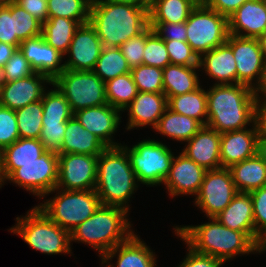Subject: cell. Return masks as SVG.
<instances>
[{
  "label": "cell",
  "mask_w": 266,
  "mask_h": 267,
  "mask_svg": "<svg viewBox=\"0 0 266 267\" xmlns=\"http://www.w3.org/2000/svg\"><path fill=\"white\" fill-rule=\"evenodd\" d=\"M207 94V126L220 134L254 123L256 96L244 84H214Z\"/></svg>",
  "instance_id": "obj_1"
},
{
  "label": "cell",
  "mask_w": 266,
  "mask_h": 267,
  "mask_svg": "<svg viewBox=\"0 0 266 267\" xmlns=\"http://www.w3.org/2000/svg\"><path fill=\"white\" fill-rule=\"evenodd\" d=\"M89 23L103 47H120L149 27V11L110 0H92Z\"/></svg>",
  "instance_id": "obj_2"
},
{
  "label": "cell",
  "mask_w": 266,
  "mask_h": 267,
  "mask_svg": "<svg viewBox=\"0 0 266 267\" xmlns=\"http://www.w3.org/2000/svg\"><path fill=\"white\" fill-rule=\"evenodd\" d=\"M211 222L175 227V234L194 251L226 262L239 254L256 252L258 245L245 233L232 230L216 218Z\"/></svg>",
  "instance_id": "obj_3"
},
{
  "label": "cell",
  "mask_w": 266,
  "mask_h": 267,
  "mask_svg": "<svg viewBox=\"0 0 266 267\" xmlns=\"http://www.w3.org/2000/svg\"><path fill=\"white\" fill-rule=\"evenodd\" d=\"M138 180L126 150L120 145L107 147L97 159V192L101 205L129 212V199L138 188Z\"/></svg>",
  "instance_id": "obj_4"
},
{
  "label": "cell",
  "mask_w": 266,
  "mask_h": 267,
  "mask_svg": "<svg viewBox=\"0 0 266 267\" xmlns=\"http://www.w3.org/2000/svg\"><path fill=\"white\" fill-rule=\"evenodd\" d=\"M127 214L123 208L100 205L92 216L70 232V241L90 244L102 258L134 233Z\"/></svg>",
  "instance_id": "obj_5"
},
{
  "label": "cell",
  "mask_w": 266,
  "mask_h": 267,
  "mask_svg": "<svg viewBox=\"0 0 266 267\" xmlns=\"http://www.w3.org/2000/svg\"><path fill=\"white\" fill-rule=\"evenodd\" d=\"M9 230L18 234L33 249L48 255L71 253L70 233L50 220L37 206L25 217H17Z\"/></svg>",
  "instance_id": "obj_6"
},
{
  "label": "cell",
  "mask_w": 266,
  "mask_h": 267,
  "mask_svg": "<svg viewBox=\"0 0 266 267\" xmlns=\"http://www.w3.org/2000/svg\"><path fill=\"white\" fill-rule=\"evenodd\" d=\"M58 191L53 199L40 203L37 207L54 223L69 233L79 224L92 216L101 205L99 196L94 190Z\"/></svg>",
  "instance_id": "obj_7"
},
{
  "label": "cell",
  "mask_w": 266,
  "mask_h": 267,
  "mask_svg": "<svg viewBox=\"0 0 266 267\" xmlns=\"http://www.w3.org/2000/svg\"><path fill=\"white\" fill-rule=\"evenodd\" d=\"M186 31V42L200 56L226 43L228 18L200 0L186 20Z\"/></svg>",
  "instance_id": "obj_8"
},
{
  "label": "cell",
  "mask_w": 266,
  "mask_h": 267,
  "mask_svg": "<svg viewBox=\"0 0 266 267\" xmlns=\"http://www.w3.org/2000/svg\"><path fill=\"white\" fill-rule=\"evenodd\" d=\"M126 150L138 182L144 185H160L168 176L174 155L171 149L156 140H142ZM128 147V148H127Z\"/></svg>",
  "instance_id": "obj_9"
},
{
  "label": "cell",
  "mask_w": 266,
  "mask_h": 267,
  "mask_svg": "<svg viewBox=\"0 0 266 267\" xmlns=\"http://www.w3.org/2000/svg\"><path fill=\"white\" fill-rule=\"evenodd\" d=\"M68 101L73 114L89 107L107 104L105 82L93 71L64 69L53 81Z\"/></svg>",
  "instance_id": "obj_10"
},
{
  "label": "cell",
  "mask_w": 266,
  "mask_h": 267,
  "mask_svg": "<svg viewBox=\"0 0 266 267\" xmlns=\"http://www.w3.org/2000/svg\"><path fill=\"white\" fill-rule=\"evenodd\" d=\"M59 158L52 150H46L33 162L17 164L6 179L43 198L56 188Z\"/></svg>",
  "instance_id": "obj_11"
},
{
  "label": "cell",
  "mask_w": 266,
  "mask_h": 267,
  "mask_svg": "<svg viewBox=\"0 0 266 267\" xmlns=\"http://www.w3.org/2000/svg\"><path fill=\"white\" fill-rule=\"evenodd\" d=\"M237 193L229 168L207 170L194 204L205 212L208 218H215Z\"/></svg>",
  "instance_id": "obj_12"
},
{
  "label": "cell",
  "mask_w": 266,
  "mask_h": 267,
  "mask_svg": "<svg viewBox=\"0 0 266 267\" xmlns=\"http://www.w3.org/2000/svg\"><path fill=\"white\" fill-rule=\"evenodd\" d=\"M56 188L67 191L94 190L97 181L98 156L78 153L58 154Z\"/></svg>",
  "instance_id": "obj_13"
},
{
  "label": "cell",
  "mask_w": 266,
  "mask_h": 267,
  "mask_svg": "<svg viewBox=\"0 0 266 267\" xmlns=\"http://www.w3.org/2000/svg\"><path fill=\"white\" fill-rule=\"evenodd\" d=\"M226 43L232 48L234 55L237 83L253 89L260 81L265 60L258 39L229 34Z\"/></svg>",
  "instance_id": "obj_14"
},
{
  "label": "cell",
  "mask_w": 266,
  "mask_h": 267,
  "mask_svg": "<svg viewBox=\"0 0 266 267\" xmlns=\"http://www.w3.org/2000/svg\"><path fill=\"white\" fill-rule=\"evenodd\" d=\"M103 45L96 29L88 22L80 25L73 35L67 54L69 59L64 69L73 71H93L100 57Z\"/></svg>",
  "instance_id": "obj_15"
},
{
  "label": "cell",
  "mask_w": 266,
  "mask_h": 267,
  "mask_svg": "<svg viewBox=\"0 0 266 267\" xmlns=\"http://www.w3.org/2000/svg\"><path fill=\"white\" fill-rule=\"evenodd\" d=\"M44 83L52 85V80L48 76L37 72L26 78L2 82L0 105L18 110L29 103L40 101L46 90Z\"/></svg>",
  "instance_id": "obj_16"
},
{
  "label": "cell",
  "mask_w": 266,
  "mask_h": 267,
  "mask_svg": "<svg viewBox=\"0 0 266 267\" xmlns=\"http://www.w3.org/2000/svg\"><path fill=\"white\" fill-rule=\"evenodd\" d=\"M206 171L181 152L178 157L174 156L168 176L163 183L172 197L184 194L196 196Z\"/></svg>",
  "instance_id": "obj_17"
},
{
  "label": "cell",
  "mask_w": 266,
  "mask_h": 267,
  "mask_svg": "<svg viewBox=\"0 0 266 267\" xmlns=\"http://www.w3.org/2000/svg\"><path fill=\"white\" fill-rule=\"evenodd\" d=\"M74 116L87 131L96 135L107 147L120 146L111 139L121 122L119 109L107 103L79 110Z\"/></svg>",
  "instance_id": "obj_18"
},
{
  "label": "cell",
  "mask_w": 266,
  "mask_h": 267,
  "mask_svg": "<svg viewBox=\"0 0 266 267\" xmlns=\"http://www.w3.org/2000/svg\"><path fill=\"white\" fill-rule=\"evenodd\" d=\"M19 49L35 72L52 81L64 71V64L61 65L64 55L50 46L42 35L21 41Z\"/></svg>",
  "instance_id": "obj_19"
},
{
  "label": "cell",
  "mask_w": 266,
  "mask_h": 267,
  "mask_svg": "<svg viewBox=\"0 0 266 267\" xmlns=\"http://www.w3.org/2000/svg\"><path fill=\"white\" fill-rule=\"evenodd\" d=\"M253 125L252 129L245 128L221 134V167L230 168L232 165L254 157L257 154L258 132L254 123Z\"/></svg>",
  "instance_id": "obj_20"
},
{
  "label": "cell",
  "mask_w": 266,
  "mask_h": 267,
  "mask_svg": "<svg viewBox=\"0 0 266 267\" xmlns=\"http://www.w3.org/2000/svg\"><path fill=\"white\" fill-rule=\"evenodd\" d=\"M229 34L258 38L266 31V0H248L228 17ZM244 32V33H243Z\"/></svg>",
  "instance_id": "obj_21"
},
{
  "label": "cell",
  "mask_w": 266,
  "mask_h": 267,
  "mask_svg": "<svg viewBox=\"0 0 266 267\" xmlns=\"http://www.w3.org/2000/svg\"><path fill=\"white\" fill-rule=\"evenodd\" d=\"M215 218L232 230L245 232L258 246L262 245L263 239L255 232L250 193L238 192L230 204Z\"/></svg>",
  "instance_id": "obj_22"
},
{
  "label": "cell",
  "mask_w": 266,
  "mask_h": 267,
  "mask_svg": "<svg viewBox=\"0 0 266 267\" xmlns=\"http://www.w3.org/2000/svg\"><path fill=\"white\" fill-rule=\"evenodd\" d=\"M220 138L219 132L205 125L187 141L182 153L205 170L221 168Z\"/></svg>",
  "instance_id": "obj_23"
},
{
  "label": "cell",
  "mask_w": 266,
  "mask_h": 267,
  "mask_svg": "<svg viewBox=\"0 0 266 267\" xmlns=\"http://www.w3.org/2000/svg\"><path fill=\"white\" fill-rule=\"evenodd\" d=\"M167 107V96L164 93L138 92L124 109L129 113L127 130L146 125H152L154 129Z\"/></svg>",
  "instance_id": "obj_24"
},
{
  "label": "cell",
  "mask_w": 266,
  "mask_h": 267,
  "mask_svg": "<svg viewBox=\"0 0 266 267\" xmlns=\"http://www.w3.org/2000/svg\"><path fill=\"white\" fill-rule=\"evenodd\" d=\"M198 66L203 67L210 78L218 80L215 84H237L236 63L232 48L227 43L201 54Z\"/></svg>",
  "instance_id": "obj_25"
},
{
  "label": "cell",
  "mask_w": 266,
  "mask_h": 267,
  "mask_svg": "<svg viewBox=\"0 0 266 267\" xmlns=\"http://www.w3.org/2000/svg\"><path fill=\"white\" fill-rule=\"evenodd\" d=\"M145 244L133 233L125 242L108 251L101 259L102 264L118 254L116 266L110 263L107 267H155V254Z\"/></svg>",
  "instance_id": "obj_26"
},
{
  "label": "cell",
  "mask_w": 266,
  "mask_h": 267,
  "mask_svg": "<svg viewBox=\"0 0 266 267\" xmlns=\"http://www.w3.org/2000/svg\"><path fill=\"white\" fill-rule=\"evenodd\" d=\"M107 146L94 134L87 131L73 115L66 122L62 146L57 154L78 153L99 156Z\"/></svg>",
  "instance_id": "obj_27"
},
{
  "label": "cell",
  "mask_w": 266,
  "mask_h": 267,
  "mask_svg": "<svg viewBox=\"0 0 266 267\" xmlns=\"http://www.w3.org/2000/svg\"><path fill=\"white\" fill-rule=\"evenodd\" d=\"M46 149L39 139L19 138L2 150V183L17 169V164L29 163L39 158Z\"/></svg>",
  "instance_id": "obj_28"
},
{
  "label": "cell",
  "mask_w": 266,
  "mask_h": 267,
  "mask_svg": "<svg viewBox=\"0 0 266 267\" xmlns=\"http://www.w3.org/2000/svg\"><path fill=\"white\" fill-rule=\"evenodd\" d=\"M229 170L238 192L249 193L266 185V163L257 154Z\"/></svg>",
  "instance_id": "obj_29"
},
{
  "label": "cell",
  "mask_w": 266,
  "mask_h": 267,
  "mask_svg": "<svg viewBox=\"0 0 266 267\" xmlns=\"http://www.w3.org/2000/svg\"><path fill=\"white\" fill-rule=\"evenodd\" d=\"M196 69H199V66L168 64L162 69L164 94L172 97L198 89L200 81Z\"/></svg>",
  "instance_id": "obj_30"
},
{
  "label": "cell",
  "mask_w": 266,
  "mask_h": 267,
  "mask_svg": "<svg viewBox=\"0 0 266 267\" xmlns=\"http://www.w3.org/2000/svg\"><path fill=\"white\" fill-rule=\"evenodd\" d=\"M202 127L203 125L198 120L176 113L167 107L154 129L173 140L187 142Z\"/></svg>",
  "instance_id": "obj_31"
},
{
  "label": "cell",
  "mask_w": 266,
  "mask_h": 267,
  "mask_svg": "<svg viewBox=\"0 0 266 267\" xmlns=\"http://www.w3.org/2000/svg\"><path fill=\"white\" fill-rule=\"evenodd\" d=\"M80 25L78 21L69 18L48 17L42 24V36L50 46L66 55L73 35Z\"/></svg>",
  "instance_id": "obj_32"
},
{
  "label": "cell",
  "mask_w": 266,
  "mask_h": 267,
  "mask_svg": "<svg viewBox=\"0 0 266 267\" xmlns=\"http://www.w3.org/2000/svg\"><path fill=\"white\" fill-rule=\"evenodd\" d=\"M200 0H153L149 11V23L186 22Z\"/></svg>",
  "instance_id": "obj_33"
},
{
  "label": "cell",
  "mask_w": 266,
  "mask_h": 267,
  "mask_svg": "<svg viewBox=\"0 0 266 267\" xmlns=\"http://www.w3.org/2000/svg\"><path fill=\"white\" fill-rule=\"evenodd\" d=\"M167 106L176 113L198 120L203 126L207 125V94L201 86L183 95L167 97Z\"/></svg>",
  "instance_id": "obj_34"
},
{
  "label": "cell",
  "mask_w": 266,
  "mask_h": 267,
  "mask_svg": "<svg viewBox=\"0 0 266 267\" xmlns=\"http://www.w3.org/2000/svg\"><path fill=\"white\" fill-rule=\"evenodd\" d=\"M107 103L124 111L138 94L131 73H126L105 82Z\"/></svg>",
  "instance_id": "obj_35"
},
{
  "label": "cell",
  "mask_w": 266,
  "mask_h": 267,
  "mask_svg": "<svg viewBox=\"0 0 266 267\" xmlns=\"http://www.w3.org/2000/svg\"><path fill=\"white\" fill-rule=\"evenodd\" d=\"M131 68L119 47H103L93 72L107 82L115 77L130 73Z\"/></svg>",
  "instance_id": "obj_36"
},
{
  "label": "cell",
  "mask_w": 266,
  "mask_h": 267,
  "mask_svg": "<svg viewBox=\"0 0 266 267\" xmlns=\"http://www.w3.org/2000/svg\"><path fill=\"white\" fill-rule=\"evenodd\" d=\"M54 90H47L42 97V124L66 123L74 114L64 95L53 85Z\"/></svg>",
  "instance_id": "obj_37"
},
{
  "label": "cell",
  "mask_w": 266,
  "mask_h": 267,
  "mask_svg": "<svg viewBox=\"0 0 266 267\" xmlns=\"http://www.w3.org/2000/svg\"><path fill=\"white\" fill-rule=\"evenodd\" d=\"M20 138L39 139L42 130V100L15 110Z\"/></svg>",
  "instance_id": "obj_38"
},
{
  "label": "cell",
  "mask_w": 266,
  "mask_h": 267,
  "mask_svg": "<svg viewBox=\"0 0 266 267\" xmlns=\"http://www.w3.org/2000/svg\"><path fill=\"white\" fill-rule=\"evenodd\" d=\"M92 0H47L48 17H63L81 25L90 20Z\"/></svg>",
  "instance_id": "obj_39"
},
{
  "label": "cell",
  "mask_w": 266,
  "mask_h": 267,
  "mask_svg": "<svg viewBox=\"0 0 266 267\" xmlns=\"http://www.w3.org/2000/svg\"><path fill=\"white\" fill-rule=\"evenodd\" d=\"M138 92L164 93L161 68L141 64L130 71Z\"/></svg>",
  "instance_id": "obj_40"
},
{
  "label": "cell",
  "mask_w": 266,
  "mask_h": 267,
  "mask_svg": "<svg viewBox=\"0 0 266 267\" xmlns=\"http://www.w3.org/2000/svg\"><path fill=\"white\" fill-rule=\"evenodd\" d=\"M11 15L14 16L15 34L21 41L42 35V23L16 2L11 3Z\"/></svg>",
  "instance_id": "obj_41"
},
{
  "label": "cell",
  "mask_w": 266,
  "mask_h": 267,
  "mask_svg": "<svg viewBox=\"0 0 266 267\" xmlns=\"http://www.w3.org/2000/svg\"><path fill=\"white\" fill-rule=\"evenodd\" d=\"M143 64L161 69H164L170 64V57L165 41L155 31L146 38Z\"/></svg>",
  "instance_id": "obj_42"
},
{
  "label": "cell",
  "mask_w": 266,
  "mask_h": 267,
  "mask_svg": "<svg viewBox=\"0 0 266 267\" xmlns=\"http://www.w3.org/2000/svg\"><path fill=\"white\" fill-rule=\"evenodd\" d=\"M34 73L35 71L19 48L16 49L12 57L1 68L2 82L26 78Z\"/></svg>",
  "instance_id": "obj_43"
},
{
  "label": "cell",
  "mask_w": 266,
  "mask_h": 267,
  "mask_svg": "<svg viewBox=\"0 0 266 267\" xmlns=\"http://www.w3.org/2000/svg\"><path fill=\"white\" fill-rule=\"evenodd\" d=\"M170 64L198 66L199 56L186 41L164 40Z\"/></svg>",
  "instance_id": "obj_44"
},
{
  "label": "cell",
  "mask_w": 266,
  "mask_h": 267,
  "mask_svg": "<svg viewBox=\"0 0 266 267\" xmlns=\"http://www.w3.org/2000/svg\"><path fill=\"white\" fill-rule=\"evenodd\" d=\"M153 31L154 30L149 26L144 32L136 37L128 39L119 47L130 68L143 64V52L146 38Z\"/></svg>",
  "instance_id": "obj_45"
},
{
  "label": "cell",
  "mask_w": 266,
  "mask_h": 267,
  "mask_svg": "<svg viewBox=\"0 0 266 267\" xmlns=\"http://www.w3.org/2000/svg\"><path fill=\"white\" fill-rule=\"evenodd\" d=\"M20 138L15 110L0 105V150Z\"/></svg>",
  "instance_id": "obj_46"
},
{
  "label": "cell",
  "mask_w": 266,
  "mask_h": 267,
  "mask_svg": "<svg viewBox=\"0 0 266 267\" xmlns=\"http://www.w3.org/2000/svg\"><path fill=\"white\" fill-rule=\"evenodd\" d=\"M252 198L255 232L266 238V185L249 192Z\"/></svg>",
  "instance_id": "obj_47"
},
{
  "label": "cell",
  "mask_w": 266,
  "mask_h": 267,
  "mask_svg": "<svg viewBox=\"0 0 266 267\" xmlns=\"http://www.w3.org/2000/svg\"><path fill=\"white\" fill-rule=\"evenodd\" d=\"M66 123L42 124L39 136L46 150L59 152L65 135Z\"/></svg>",
  "instance_id": "obj_48"
},
{
  "label": "cell",
  "mask_w": 266,
  "mask_h": 267,
  "mask_svg": "<svg viewBox=\"0 0 266 267\" xmlns=\"http://www.w3.org/2000/svg\"><path fill=\"white\" fill-rule=\"evenodd\" d=\"M0 42L19 48L21 40L15 34L14 16L11 15V4L0 6Z\"/></svg>",
  "instance_id": "obj_49"
},
{
  "label": "cell",
  "mask_w": 266,
  "mask_h": 267,
  "mask_svg": "<svg viewBox=\"0 0 266 267\" xmlns=\"http://www.w3.org/2000/svg\"><path fill=\"white\" fill-rule=\"evenodd\" d=\"M149 26L163 39L186 41V22L182 23H149Z\"/></svg>",
  "instance_id": "obj_50"
},
{
  "label": "cell",
  "mask_w": 266,
  "mask_h": 267,
  "mask_svg": "<svg viewBox=\"0 0 266 267\" xmlns=\"http://www.w3.org/2000/svg\"><path fill=\"white\" fill-rule=\"evenodd\" d=\"M188 254L178 267H220L224 262L218 258L194 251L188 245Z\"/></svg>",
  "instance_id": "obj_51"
},
{
  "label": "cell",
  "mask_w": 266,
  "mask_h": 267,
  "mask_svg": "<svg viewBox=\"0 0 266 267\" xmlns=\"http://www.w3.org/2000/svg\"><path fill=\"white\" fill-rule=\"evenodd\" d=\"M16 3L42 24L48 20L47 0H17Z\"/></svg>",
  "instance_id": "obj_52"
},
{
  "label": "cell",
  "mask_w": 266,
  "mask_h": 267,
  "mask_svg": "<svg viewBox=\"0 0 266 267\" xmlns=\"http://www.w3.org/2000/svg\"><path fill=\"white\" fill-rule=\"evenodd\" d=\"M206 6L225 17L231 16L244 2L248 0H201Z\"/></svg>",
  "instance_id": "obj_53"
},
{
  "label": "cell",
  "mask_w": 266,
  "mask_h": 267,
  "mask_svg": "<svg viewBox=\"0 0 266 267\" xmlns=\"http://www.w3.org/2000/svg\"><path fill=\"white\" fill-rule=\"evenodd\" d=\"M262 99L264 101H262ZM256 98L254 107V124L258 136L266 137V98Z\"/></svg>",
  "instance_id": "obj_54"
},
{
  "label": "cell",
  "mask_w": 266,
  "mask_h": 267,
  "mask_svg": "<svg viewBox=\"0 0 266 267\" xmlns=\"http://www.w3.org/2000/svg\"><path fill=\"white\" fill-rule=\"evenodd\" d=\"M16 49L14 45L0 42V69L8 62Z\"/></svg>",
  "instance_id": "obj_55"
},
{
  "label": "cell",
  "mask_w": 266,
  "mask_h": 267,
  "mask_svg": "<svg viewBox=\"0 0 266 267\" xmlns=\"http://www.w3.org/2000/svg\"><path fill=\"white\" fill-rule=\"evenodd\" d=\"M256 98H266V59L264 60L262 75L257 86L253 88ZM260 93V95H259ZM262 95V96H261ZM260 96V97H259Z\"/></svg>",
  "instance_id": "obj_56"
},
{
  "label": "cell",
  "mask_w": 266,
  "mask_h": 267,
  "mask_svg": "<svg viewBox=\"0 0 266 267\" xmlns=\"http://www.w3.org/2000/svg\"><path fill=\"white\" fill-rule=\"evenodd\" d=\"M110 1L134 5L136 7H140L150 11L153 0H110Z\"/></svg>",
  "instance_id": "obj_57"
},
{
  "label": "cell",
  "mask_w": 266,
  "mask_h": 267,
  "mask_svg": "<svg viewBox=\"0 0 266 267\" xmlns=\"http://www.w3.org/2000/svg\"><path fill=\"white\" fill-rule=\"evenodd\" d=\"M257 155L266 163V137L258 136Z\"/></svg>",
  "instance_id": "obj_58"
},
{
  "label": "cell",
  "mask_w": 266,
  "mask_h": 267,
  "mask_svg": "<svg viewBox=\"0 0 266 267\" xmlns=\"http://www.w3.org/2000/svg\"><path fill=\"white\" fill-rule=\"evenodd\" d=\"M257 39L259 41L260 48L263 52V55L266 59V31L262 35H260Z\"/></svg>",
  "instance_id": "obj_59"
},
{
  "label": "cell",
  "mask_w": 266,
  "mask_h": 267,
  "mask_svg": "<svg viewBox=\"0 0 266 267\" xmlns=\"http://www.w3.org/2000/svg\"><path fill=\"white\" fill-rule=\"evenodd\" d=\"M265 250H266V238L263 240L262 245L258 247L256 252L261 253Z\"/></svg>",
  "instance_id": "obj_60"
},
{
  "label": "cell",
  "mask_w": 266,
  "mask_h": 267,
  "mask_svg": "<svg viewBox=\"0 0 266 267\" xmlns=\"http://www.w3.org/2000/svg\"><path fill=\"white\" fill-rule=\"evenodd\" d=\"M17 0H0V6L9 5L11 3L16 2Z\"/></svg>",
  "instance_id": "obj_61"
},
{
  "label": "cell",
  "mask_w": 266,
  "mask_h": 267,
  "mask_svg": "<svg viewBox=\"0 0 266 267\" xmlns=\"http://www.w3.org/2000/svg\"><path fill=\"white\" fill-rule=\"evenodd\" d=\"M1 156H2V151L0 150V187L3 185L2 184V159H1Z\"/></svg>",
  "instance_id": "obj_62"
},
{
  "label": "cell",
  "mask_w": 266,
  "mask_h": 267,
  "mask_svg": "<svg viewBox=\"0 0 266 267\" xmlns=\"http://www.w3.org/2000/svg\"><path fill=\"white\" fill-rule=\"evenodd\" d=\"M1 84H2V75H1V69H0V89H1Z\"/></svg>",
  "instance_id": "obj_63"
}]
</instances>
